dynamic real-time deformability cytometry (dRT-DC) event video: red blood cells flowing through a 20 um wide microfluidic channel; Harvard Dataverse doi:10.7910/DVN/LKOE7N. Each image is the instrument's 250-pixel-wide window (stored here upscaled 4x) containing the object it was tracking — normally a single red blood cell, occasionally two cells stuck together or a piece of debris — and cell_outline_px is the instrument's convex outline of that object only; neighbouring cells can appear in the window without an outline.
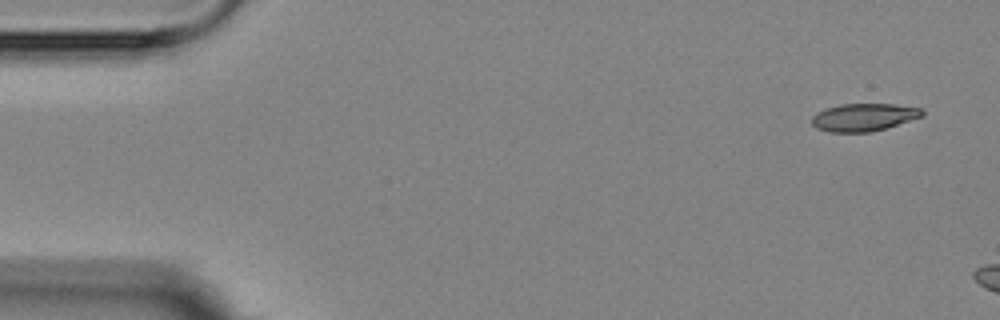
{"species": "Egyptian fruit bat (a non-hibernating species)", "species_latin": "Rousettus aegyptiacus", "temperature_condition": "room temperature", "stored_images_in_passage": 3, "camera_frame_rate_fps": 3000, "um_per_image_px": 0.085, "animal": {"sex": "female"}, "frame": {"image": 1, "passage_image": 1, "time_ms": 0.0, "image_size_px": [1000, 320], "cell_outline_px": [[924, 116], [888, 128], [868, 132], [828, 132], [816, 128], [812, 124], [812, 116], [816, 112], [840, 104], [892, 104], [920, 108], [924, 112]], "centroid_in_image_um": [73.42, 9.97], "position_along_channel_um": 11.6, "area_um2": 17.86}}